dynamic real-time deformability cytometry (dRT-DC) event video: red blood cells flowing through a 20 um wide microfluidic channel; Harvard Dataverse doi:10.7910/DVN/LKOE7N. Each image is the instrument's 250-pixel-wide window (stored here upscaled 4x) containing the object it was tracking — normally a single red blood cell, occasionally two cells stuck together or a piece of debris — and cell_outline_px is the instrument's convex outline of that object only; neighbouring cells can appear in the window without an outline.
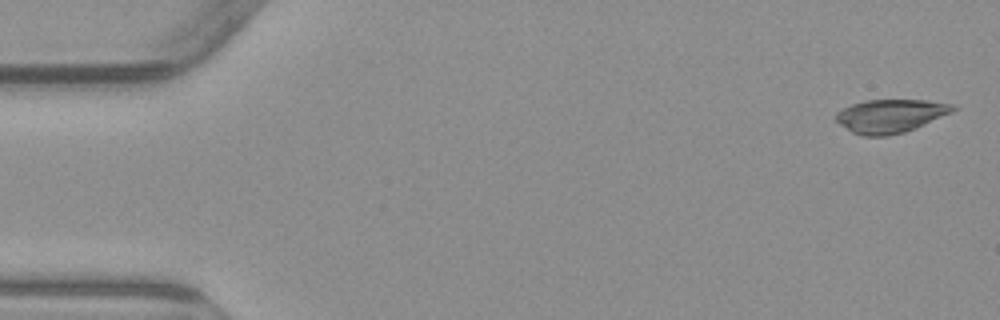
{"species": "common noctule bat (a hibernating species)", "species_latin": "Nyctalus noctula", "temperature_condition": "warm", "stored_images_in_passage": 4, "camera_frame_rate_fps": 3000, "um_per_image_px": 0.085, "animal": {"sex": "male", "body_mass_g": 23.1, "forearm_length_mm": 52.7}, "frame": {"image": 1, "passage_image": 1, "time_ms": 0.0, "image_size_px": [1000, 320], "cell_outline_px": [[960, 108], [952, 112], [924, 124], [904, 132], [888, 136], [860, 136], [852, 132], [840, 124], [836, 120], [836, 112], [852, 104], [864, 100], [928, 100], [956, 104]], "centroid_in_image_um": [75.72, 9.85], "position_along_channel_um": 9.3, "area_um2": 22.83}}
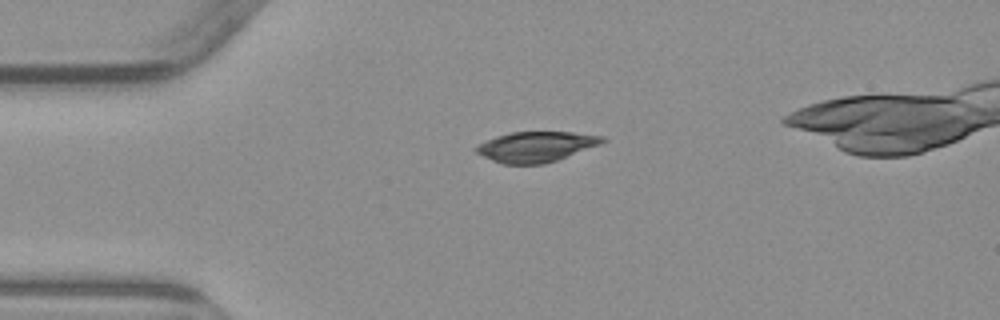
{"frame": {"image": 2, "passage_image": 4, "time_ms": 3.667, "image_size_px": [1000, 320], "cell_outline_px": [[608, 140], [600, 144], [556, 160], [544, 164], [504, 164], [492, 160], [476, 152], [476, 148], [480, 144], [496, 136], [512, 132], [572, 132], [604, 136]], "centroid_in_image_um": [45.6, 12.46], "position_along_channel_um": 39.4, "area_um2": 21.96}}